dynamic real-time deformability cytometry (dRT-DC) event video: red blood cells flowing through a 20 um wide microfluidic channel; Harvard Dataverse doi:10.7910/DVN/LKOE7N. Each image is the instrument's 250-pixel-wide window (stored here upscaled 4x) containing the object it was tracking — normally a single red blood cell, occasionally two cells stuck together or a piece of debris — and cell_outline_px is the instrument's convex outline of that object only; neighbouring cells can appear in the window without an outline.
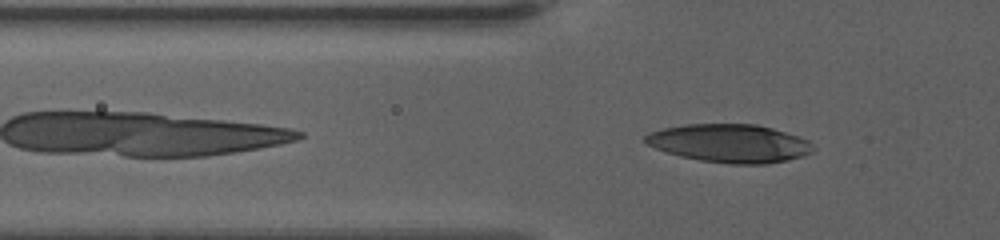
{"species": "human", "species_latin": "Homo sapiens", "temperature_condition": "warm", "stored_images_in_passage": 42, "camera_frame_rate_fps": 3000, "um_per_image_px": 0.085, "donor": {"sex": "female"}, "frame": {"image": 1, "passage_image": 5, "time_ms": 1.333, "image_size_px": [1000, 240], "cell_outline_px": [[812, 152], [804, 156], [788, 160], [768, 164], [732, 164], [700, 160], [680, 156], [656, 148], [648, 144], [644, 140], [644, 136], [648, 132], [664, 128], [684, 124], [756, 124], [772, 128], [800, 136], [808, 140], [812, 144]], "centroid_in_image_um": [62.04, 12.18], "position_along_channel_um": 63.8, "area_um2": 37.45}}
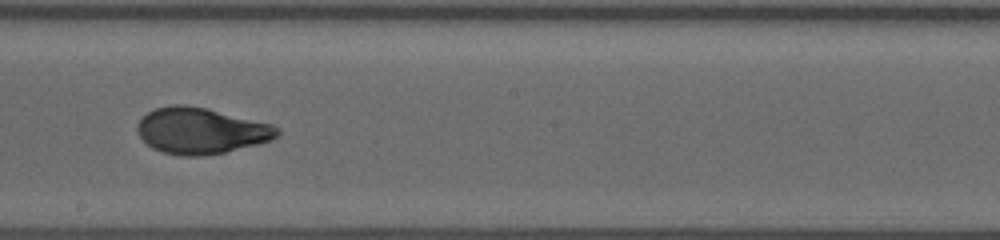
{"frame": {"image": 2, "passage_image": 20, "time_ms": 6.333, "image_size_px": [1000, 240], "cell_outline_px": [[280, 132], [272, 140], [224, 152], [200, 156], [180, 156], [164, 152], [152, 148], [140, 136], [136, 128], [136, 124], [148, 112], [156, 108], [172, 104], [180, 104], [208, 108], [272, 124], [280, 128]], "centroid_in_image_um": [17.08, 11.1], "position_along_channel_um": 231.1, "area_um2": 37.45}}
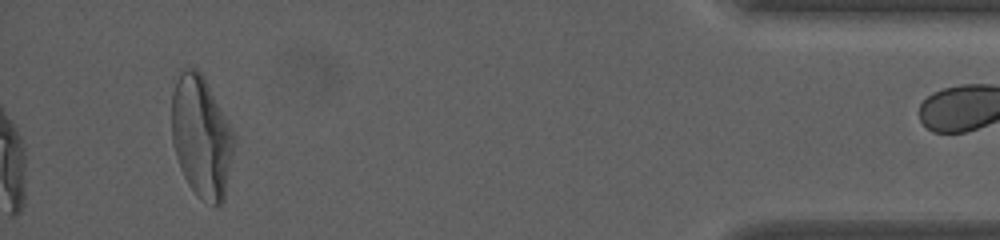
{"frame": {"image": 3, "passage_image": 41, "time_ms": 13.333, "image_size_px": [1000, 240], "cell_outline_px": [[232, 152], [224, 200], [216, 208], [200, 200], [196, 196], [188, 184], [180, 168], [176, 156], [172, 140], [172, 92], [180, 68], [196, 68], [204, 76], [232, 132]], "centroid_in_image_um": [17.07, 11.65], "position_along_channel_um": 418.1, "area_um2": 43.7}}